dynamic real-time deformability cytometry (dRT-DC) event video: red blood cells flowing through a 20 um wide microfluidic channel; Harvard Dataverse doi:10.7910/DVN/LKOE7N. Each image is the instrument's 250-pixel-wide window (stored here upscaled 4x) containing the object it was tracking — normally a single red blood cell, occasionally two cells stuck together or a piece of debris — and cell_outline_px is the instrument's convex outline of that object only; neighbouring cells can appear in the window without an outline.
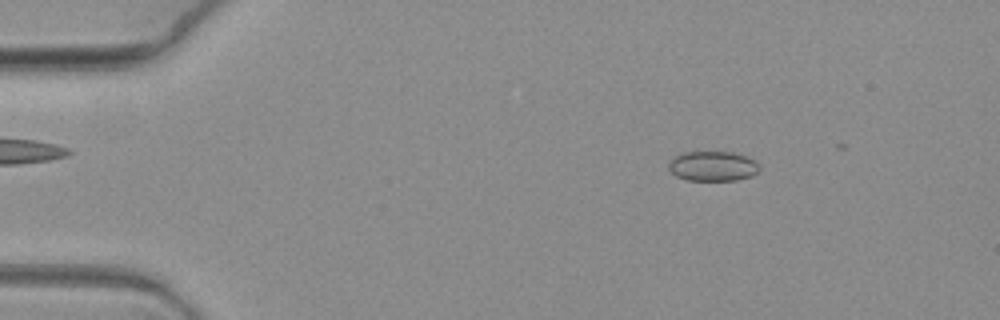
{"species": "common noctule bat (a hibernating species)", "species_latin": "Nyctalus noctula", "temperature_condition": "warm", "stored_images_in_passage": 6, "camera_frame_rate_fps": 3000, "um_per_image_px": 0.085, "animal": {"sex": "female", "body_mass_g": 19.3, "forearm_length_mm": 54.1}, "frame": {"image": 1, "passage_image": 4, "time_ms": 1.0, "image_size_px": [1000, 320], "cell_outline_px": [[760, 168], [752, 176], [736, 180], [688, 180], [676, 176], [668, 168], [668, 164], [676, 156], [684, 152], [732, 152], [756, 160]], "centroid_in_image_um": [60.6, 14.12], "position_along_channel_um": 24.4, "area_um2": 15.66}}